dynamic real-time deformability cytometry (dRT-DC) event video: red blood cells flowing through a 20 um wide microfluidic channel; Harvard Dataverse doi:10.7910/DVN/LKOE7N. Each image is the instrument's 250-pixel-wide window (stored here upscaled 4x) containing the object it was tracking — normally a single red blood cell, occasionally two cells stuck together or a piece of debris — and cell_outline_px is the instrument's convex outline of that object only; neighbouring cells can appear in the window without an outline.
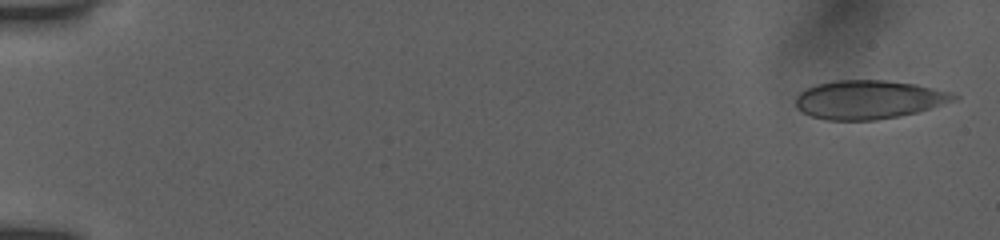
{"species": "human", "species_latin": "Homo sapiens", "temperature_condition": "room temperature", "stored_images_in_passage": 53, "camera_frame_rate_fps": 3000, "um_per_image_px": 0.085, "donor": {"sex": "female"}, "frame": {"image": 1, "passage_image": 2, "time_ms": 0.333, "image_size_px": [1000, 240], "cell_outline_px": [[960, 96], [928, 108], [916, 112], [876, 120], [828, 120], [812, 116], [804, 112], [796, 104], [796, 100], [808, 88], [820, 84], [836, 80], [880, 80], [912, 84], [948, 92]], "centroid_in_image_um": [73.8, 8.47], "position_along_channel_um": 11.2, "area_um2": 34.22}}
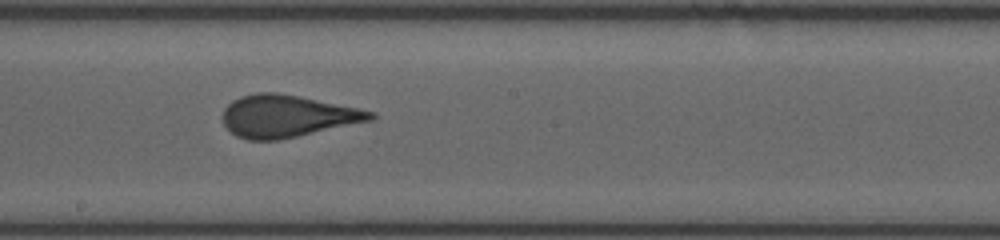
{"frame": {"image": 2, "passage_image": 31, "time_ms": 10.0, "image_size_px": [1000, 240], "cell_outline_px": [[376, 116], [372, 120], [296, 136], [276, 140], [248, 140], [236, 136], [224, 124], [224, 108], [232, 100], [240, 96], [256, 92], [276, 92], [376, 112]], "centroid_in_image_um": [24.37, 9.87], "position_along_channel_um": 223.8, "area_um2": 35.66}}
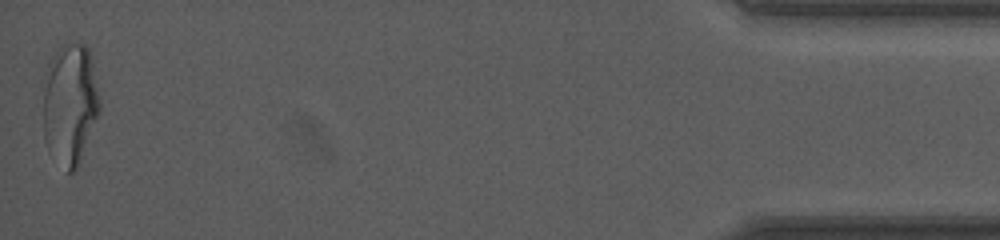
{"frame": {"image": 3, "passage_image": 53, "time_ms": 17.333, "image_size_px": [1000, 240], "cell_outline_px": [[100, 108], [76, 168], [72, 172], [68, 172], [44, 136], [44, 92], [48, 64], [52, 56], [64, 44], [84, 44], [88, 48], [92, 56], [100, 104]], "centroid_in_image_um": [5.98, 8.72], "position_along_channel_um": 429.2, "area_um2": 38.38}, "authors_computed_cell_mechanics": {"area_um2": 35.836, "velocity_mm_per_s": 3.9215, "shape_relaxation_time_tau1_ms": 8.4836, "shape_relaxation_time_tau2_ms": 0.6184, "deformation_change_tau1": 0.1974, "deformation_change_tau2": 0.0926}}